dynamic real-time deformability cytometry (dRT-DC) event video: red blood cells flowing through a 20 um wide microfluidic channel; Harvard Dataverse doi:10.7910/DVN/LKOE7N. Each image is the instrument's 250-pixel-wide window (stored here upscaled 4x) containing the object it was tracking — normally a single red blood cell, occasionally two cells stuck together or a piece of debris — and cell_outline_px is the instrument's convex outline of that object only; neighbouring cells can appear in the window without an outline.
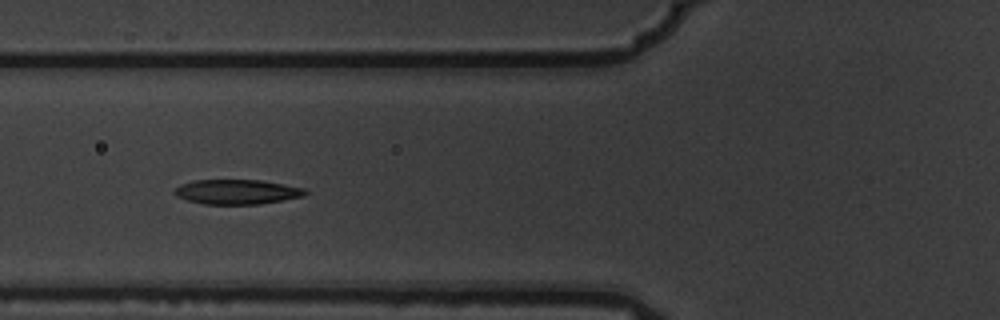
{"species": "common noctule bat (a hibernating species)", "species_latin": "Nyctalus noctula", "temperature_condition": "warm", "stored_images_in_passage": 10, "camera_frame_rate_fps": 3000, "um_per_image_px": 0.085, "animal": {"sex": "male", "body_mass_g": 19.5, "forearm_length_mm": 54.6}, "frame": {"image": 1, "passage_image": 5, "time_ms": 1.333, "image_size_px": [1000, 320], "cell_outline_px": [[308, 192], [304, 196], [284, 200], [260, 204], [204, 204], [188, 200], [176, 196], [172, 192], [180, 184], [192, 180], [260, 180], [284, 184], [304, 188]], "centroid_in_image_um": [20.14, 16.3], "position_along_channel_um": 105.7, "area_um2": 18.9}}
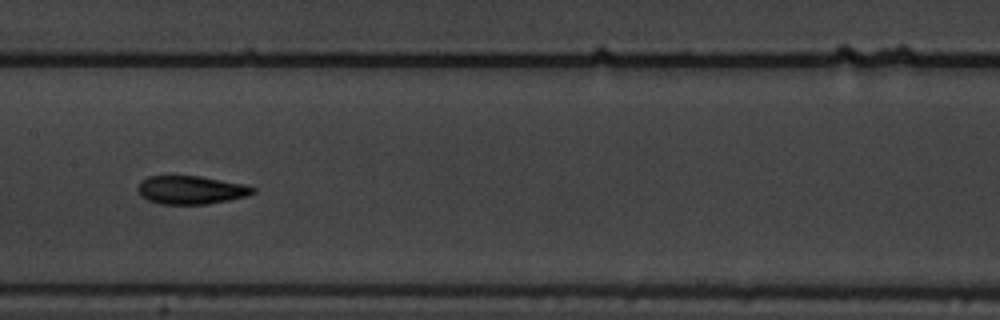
{"frame": {"image": 2, "passage_image": 7, "time_ms": 2.0, "image_size_px": [1000, 320], "cell_outline_px": [[256, 192], [248, 196], [228, 200], [204, 204], [160, 204], [148, 200], [140, 196], [136, 188], [140, 180], [148, 176], [200, 176], [244, 184], [256, 188]], "centroid_in_image_um": [16.21, 16.14], "position_along_channel_um": 191.2, "area_um2": 19.13}}
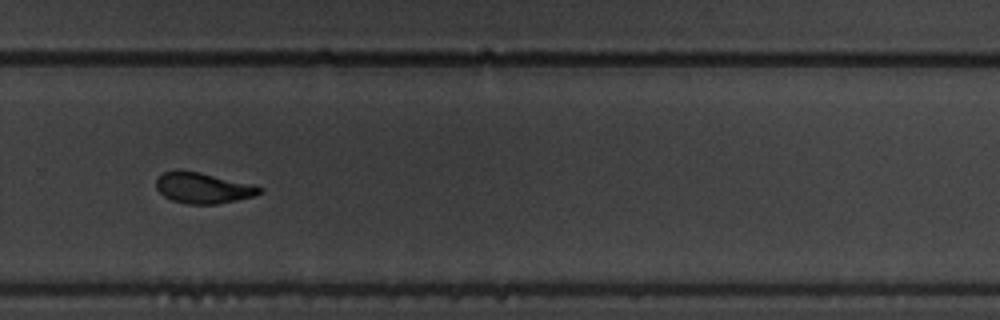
{"frame": {"image": 3, "passage_image": 10, "time_ms": 3.0, "image_size_px": [1000, 320], "cell_outline_px": [[264, 192], [256, 196], [216, 204], [188, 204], [172, 200], [164, 196], [156, 188], [156, 180], [164, 172], [200, 172], [256, 184], [264, 188]], "centroid_in_image_um": [17.37, 15.99], "position_along_channel_um": 312.4, "area_um2": 18.5}}